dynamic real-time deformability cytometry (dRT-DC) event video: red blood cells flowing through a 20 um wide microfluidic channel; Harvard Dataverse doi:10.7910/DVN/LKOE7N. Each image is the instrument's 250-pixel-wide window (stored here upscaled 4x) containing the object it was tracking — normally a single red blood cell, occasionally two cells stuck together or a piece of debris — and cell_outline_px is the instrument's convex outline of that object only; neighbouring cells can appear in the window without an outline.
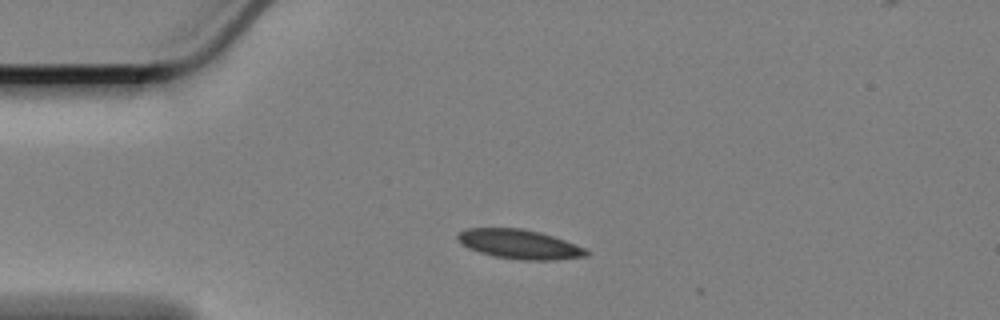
{"species": "Egyptian fruit bat (a non-hibernating species)", "species_latin": "Rousettus aegyptiacus", "temperature_condition": "cold", "stored_images_in_passage": 5, "camera_frame_rate_fps": 3000, "um_per_image_px": 0.085, "animal": {"sex": "female"}, "frame": {"image": 1, "passage_image": 1, "time_ms": 0.0, "image_size_px": [1000, 320], "cell_outline_px": [[592, 252], [588, 256], [556, 260], [520, 260], [496, 256], [480, 252], [468, 248], [460, 244], [456, 240], [456, 236], [460, 232], [468, 228], [520, 228], [540, 232], [564, 240], [584, 248]], "centroid_in_image_um": [44.15, 20.76], "position_along_channel_um": 40.9, "area_um2": 22.02}}